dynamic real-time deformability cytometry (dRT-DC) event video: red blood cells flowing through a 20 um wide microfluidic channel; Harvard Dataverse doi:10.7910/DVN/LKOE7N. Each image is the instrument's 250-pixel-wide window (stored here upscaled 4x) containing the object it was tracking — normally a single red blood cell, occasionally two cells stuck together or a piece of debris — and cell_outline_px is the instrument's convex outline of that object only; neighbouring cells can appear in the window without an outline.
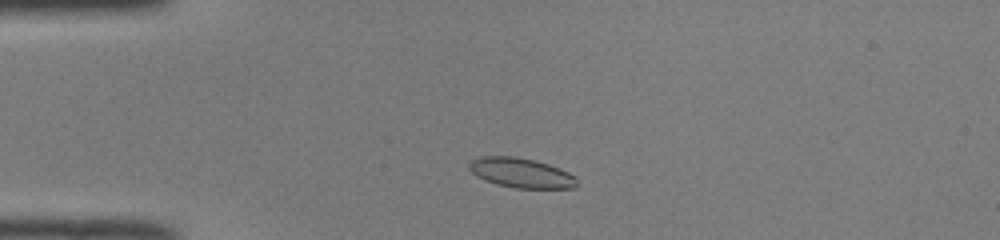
{"species": "common noctule bat (a hibernating species)", "species_latin": "Nyctalus noctula", "temperature_condition": "room temperature", "stored_images_in_passage": 44, "camera_frame_rate_fps": 3000, "um_per_image_px": 0.085, "animal": {"sex": "male", "body_mass_g": 19.0, "forearm_length_mm": 50.8}, "frame": {"image": 1, "passage_image": 6, "time_ms": 1.667, "image_size_px": [1000, 240], "cell_outline_px": [[576, 188], [516, 188], [496, 184], [484, 180], [476, 176], [468, 168], [468, 164], [472, 160], [480, 156], [512, 156], [532, 160], [548, 164], [568, 172], [576, 176]], "centroid_in_image_um": [44.27, 14.7], "position_along_channel_um": 40.7, "area_um2": 18.61}}
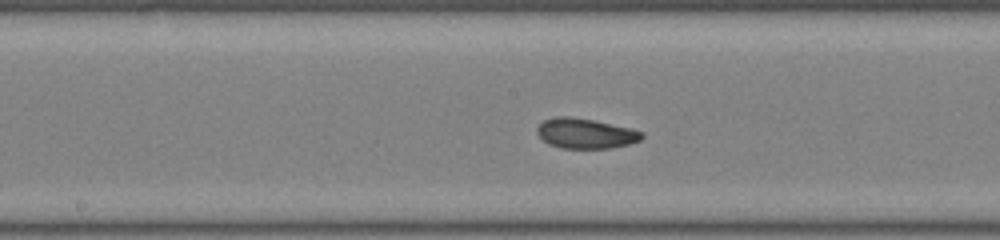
{"frame": {"image": 2, "passage_image": 20, "time_ms": 6.333, "image_size_px": [1000, 240], "cell_outline_px": [[644, 136], [640, 140], [628, 144], [612, 148], [560, 148], [548, 144], [536, 132], [536, 128], [544, 120], [556, 116], [568, 116], [592, 120], [632, 128], [644, 132]], "centroid_in_image_um": [49.78, 11.34], "position_along_channel_um": 198.4, "area_um2": 18.38}}
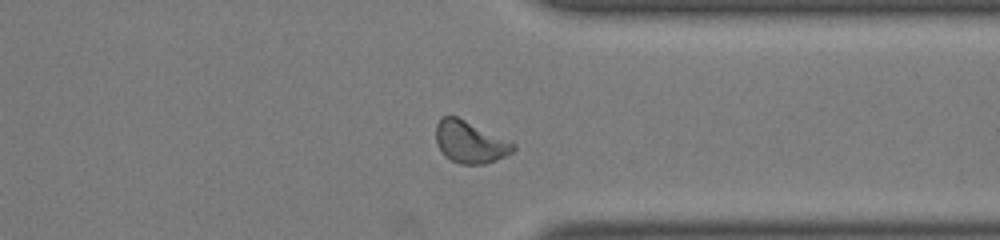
{"frame": {"image": 3, "passage_image": 33, "time_ms": 10.667, "image_size_px": [1000, 240], "cell_outline_px": [[516, 148], [512, 152], [496, 160], [484, 164], [460, 164], [444, 156], [436, 144], [436, 124], [444, 116], [456, 116], [516, 144]], "centroid_in_image_um": [39.93, 12.09], "position_along_channel_um": 371.5, "area_um2": 18.67}, "authors_computed_cell_mechanics": {"area_um2": 18.3804, "velocity_mm_per_s": 4.0119, "shape_relaxation_time_tau1_ms": 5.9603, "shape_relaxation_time_tau2_ms": 1.7252, "deformation_change_tau1": 0.1381, "deformation_change_tau2": 0.0644}}